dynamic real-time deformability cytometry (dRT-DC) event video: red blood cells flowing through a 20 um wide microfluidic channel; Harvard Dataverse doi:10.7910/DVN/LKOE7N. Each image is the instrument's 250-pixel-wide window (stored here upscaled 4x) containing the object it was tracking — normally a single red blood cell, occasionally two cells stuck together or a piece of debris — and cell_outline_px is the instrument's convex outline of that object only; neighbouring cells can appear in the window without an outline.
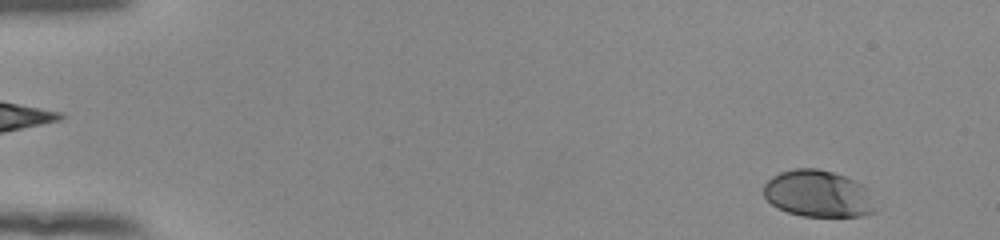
{"species": "human", "species_latin": "Homo sapiens", "temperature_condition": "room temperature", "stored_images_in_passage": 52, "camera_frame_rate_fps": 3000, "um_per_image_px": 0.085, "donor": {"sex": "female"}, "frame": {"image": 1, "passage_image": 2, "time_ms": 0.333, "image_size_px": [1000, 240], "cell_outline_px": [[880, 208], [876, 212], [860, 216], [804, 216], [788, 212], [772, 204], [764, 196], [764, 184], [772, 176], [780, 172], [796, 168], [816, 168], [832, 172], [844, 176], [864, 184]], "centroid_in_image_um": [69.61, 16.47], "position_along_channel_um": 15.4, "area_um2": 30.75}}
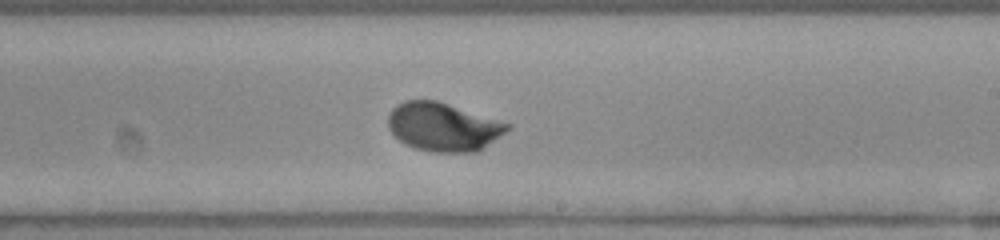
{"frame": {"image": 2, "passage_image": 31, "time_ms": 10.0, "image_size_px": [1000, 240], "cell_outline_px": [[512, 128], [476, 152], [432, 152], [412, 148], [400, 140], [388, 128], [388, 116], [392, 108], [396, 104], [404, 100], [436, 100], [512, 124]], "centroid_in_image_um": [37.66, 10.78], "position_along_channel_um": 251.3, "area_um2": 33.7}}
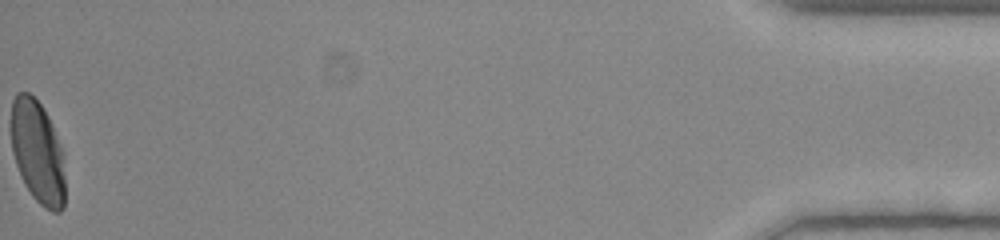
{"frame": {"image": 3, "passage_image": 52, "time_ms": 17.0, "image_size_px": [1000, 240], "cell_outline_px": [[64, 208], [60, 212], [52, 212], [44, 208], [32, 196], [24, 184], [16, 164], [12, 152], [12, 100], [16, 92], [28, 92], [40, 104], [48, 116], [52, 124], [60, 148], [64, 176]], "centroid_in_image_um": [3.18, 12.95], "position_along_channel_um": 432.0, "area_um2": 31.96}, "authors_computed_cell_mechanics": {"area_um2": 32.079, "velocity_mm_per_s": 3.8796, "shape_relaxation_time_tau1_ms": 2.2876, "shape_relaxation_time_tau2_ms": null, "deformation_change_tau1": 0.1445, "deformation_change_tau2": null}}